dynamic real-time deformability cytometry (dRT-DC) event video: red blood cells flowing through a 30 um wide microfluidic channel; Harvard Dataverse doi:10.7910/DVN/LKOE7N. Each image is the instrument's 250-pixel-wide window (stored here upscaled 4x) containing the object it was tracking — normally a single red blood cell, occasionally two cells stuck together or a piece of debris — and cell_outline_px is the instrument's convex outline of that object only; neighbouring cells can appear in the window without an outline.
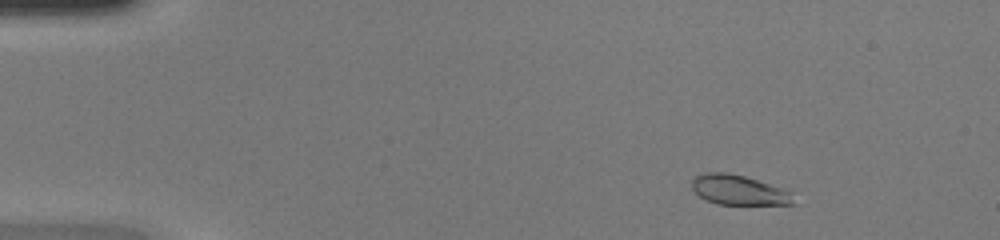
{"species": "common noctule bat (a hibernating species)", "species_latin": "Nyctalus noctula", "temperature_condition": "warm", "stored_images_in_passage": 46, "camera_frame_rate_fps": 3000, "um_per_image_px": 0.085, "animal": {"sex": "female", "body_mass_g": 20.0, "forearm_length_mm": 54.0}, "frame": {"image": 1, "passage_image": 4, "time_ms": 1.0, "image_size_px": [1000, 240], "cell_outline_px": [[796, 204], [716, 204], [700, 196], [692, 188], [692, 180], [696, 176], [708, 172], [724, 172], [744, 176], [792, 192]], "centroid_in_image_um": [62.8, 16.16], "position_along_channel_um": 22.2, "area_um2": 17.34}}
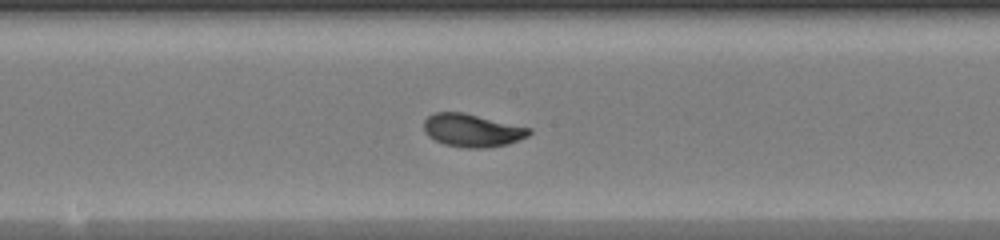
{"frame": {"image": 2, "passage_image": 24, "time_ms": 7.667, "image_size_px": [1000, 240], "cell_outline_px": [[532, 132], [528, 136], [508, 144], [484, 148], [468, 148], [444, 144], [428, 136], [424, 132], [424, 120], [428, 116], [436, 112], [464, 112], [532, 128]], "centroid_in_image_um": [40.15, 11.07], "position_along_channel_um": 208.1, "area_um2": 20.29}}
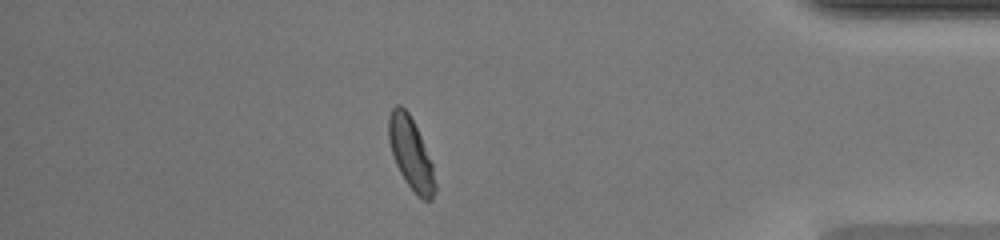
{"frame": {"image": 3, "passage_image": 40, "time_ms": 13.0, "image_size_px": [1000, 240], "cell_outline_px": [[436, 188], [432, 200], [424, 200], [416, 196], [404, 180], [396, 164], [388, 140], [388, 116], [392, 108], [396, 104], [400, 104], [408, 112], [420, 136], [432, 164], [436, 184]], "centroid_in_image_um": [34.91, 13.07], "position_along_channel_um": 400.3, "area_um2": 19.31}, "authors_computed_cell_mechanics": {"area_um2": 19.363, "velocity_mm_per_s": 4.253, "shape_relaxation_time_tau1_ms": 2.919, "shape_relaxation_time_tau2_ms": 0.6716, "deformation_change_tau1": 0.1541, "deformation_change_tau2": 0.046}}